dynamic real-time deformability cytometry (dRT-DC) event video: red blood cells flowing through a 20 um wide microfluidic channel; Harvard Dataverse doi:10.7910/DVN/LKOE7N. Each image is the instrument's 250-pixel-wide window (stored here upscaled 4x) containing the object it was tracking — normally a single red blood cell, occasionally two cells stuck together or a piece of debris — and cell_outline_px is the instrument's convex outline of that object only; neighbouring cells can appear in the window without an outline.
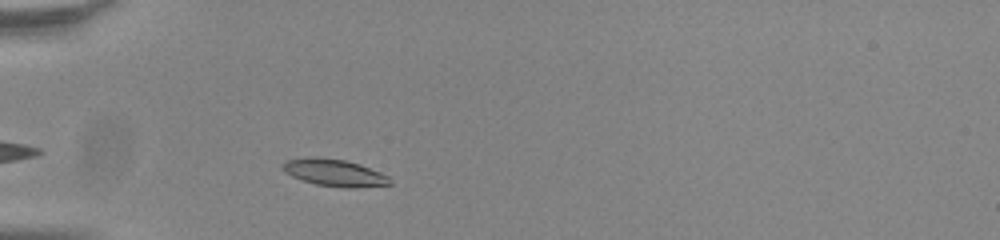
{"species": "common noctule bat (a hibernating species)", "species_latin": "Nyctalus noctula", "temperature_condition": "room temperature", "stored_images_in_passage": 40, "camera_frame_rate_fps": 3000, "um_per_image_px": 0.085, "animal": {"sex": "male", "body_mass_g": 20.0, "forearm_length_mm": 53.3}, "frame": {"image": 1, "passage_image": 5, "time_ms": 1.333, "image_size_px": [1000, 240], "cell_outline_px": [[392, 184], [352, 188], [348, 188], [316, 184], [292, 176], [284, 172], [280, 168], [288, 160], [308, 156], [316, 156], [344, 160], [360, 164], [380, 172], [388, 176]], "centroid_in_image_um": [28.41, 14.67], "position_along_channel_um": 56.6, "area_um2": 16.82}}
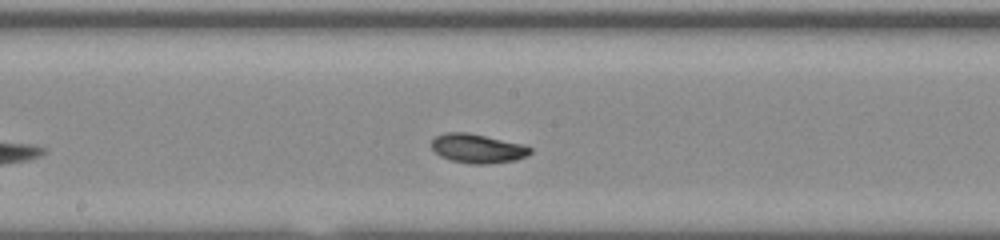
{"frame": {"image": 2, "passage_image": 18, "time_ms": 5.667, "image_size_px": [1000, 240], "cell_outline_px": [[532, 152], [516, 160], [492, 164], [468, 164], [452, 160], [440, 156], [432, 148], [432, 140], [436, 136], [444, 132], [468, 132], [524, 144], [532, 148]], "centroid_in_image_um": [40.6, 12.62], "position_along_channel_um": 207.6, "area_um2": 16.88}}
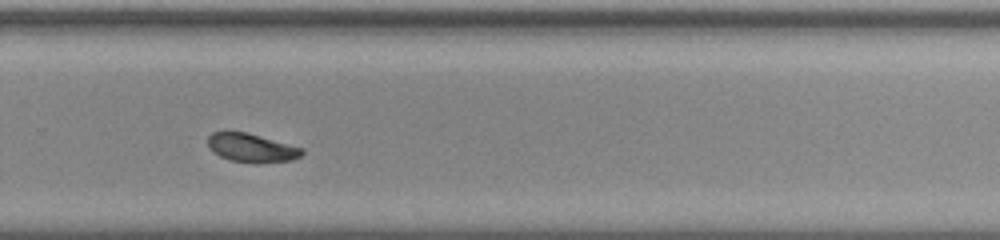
{"frame": {"image": 3, "passage_image": 26, "time_ms": 8.333, "image_size_px": [1000, 240], "cell_outline_px": [[304, 152], [300, 156], [292, 160], [256, 164], [232, 160], [220, 156], [212, 152], [208, 148], [208, 136], [212, 132], [224, 128], [248, 132], [304, 148]], "centroid_in_image_um": [21.33, 12.52], "position_along_channel_um": 308.5, "area_um2": 16.42}, "authors_computed_cell_mechanics": {"area_um2": 16.8198, "velocity_mm_per_s": 3.7853, "shape_relaxation_time_tau1_ms": null, "shape_relaxation_time_tau2_ms": 3.5707, "deformation_change_tau1": null, "deformation_change_tau2": 0.0672}}